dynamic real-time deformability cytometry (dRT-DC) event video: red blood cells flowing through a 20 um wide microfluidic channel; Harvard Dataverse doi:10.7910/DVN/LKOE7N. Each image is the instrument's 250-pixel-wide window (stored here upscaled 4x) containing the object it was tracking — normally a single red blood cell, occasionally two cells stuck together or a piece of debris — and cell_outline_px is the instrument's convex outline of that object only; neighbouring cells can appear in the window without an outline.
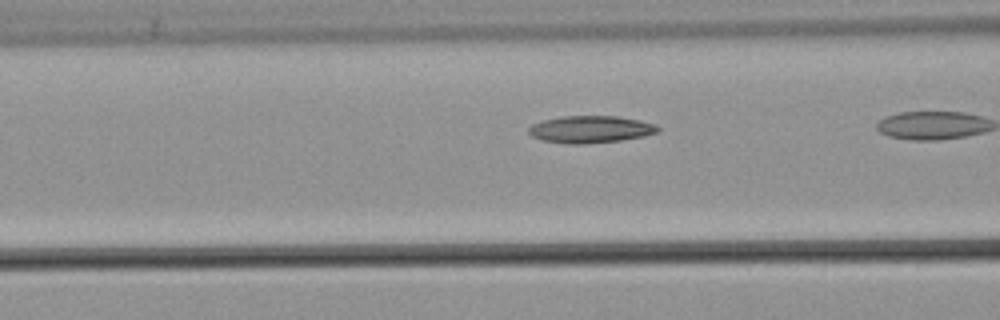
{"species": "common noctule bat (a hibernating species)", "species_latin": "Nyctalus noctula", "temperature_condition": "warm", "stored_images_in_passage": 22, "camera_frame_rate_fps": 3000, "um_per_image_px": 0.085, "animal": {"sex": "male", "body_mass_g": 21.5, "forearm_length_mm": 52.0}, "frame": {"image": 1, "passage_image": 13, "time_ms": 4.0, "image_size_px": [1000, 320], "cell_outline_px": [[660, 132], [644, 136], [620, 140], [584, 144], [568, 144], [544, 140], [532, 136], [528, 132], [528, 128], [532, 124], [544, 120], [560, 116], [616, 116], [640, 120], [656, 124], [660, 128]], "centroid_in_image_um": [50.22, 10.99], "position_along_channel_um": 116.4, "area_um2": 20.46}}
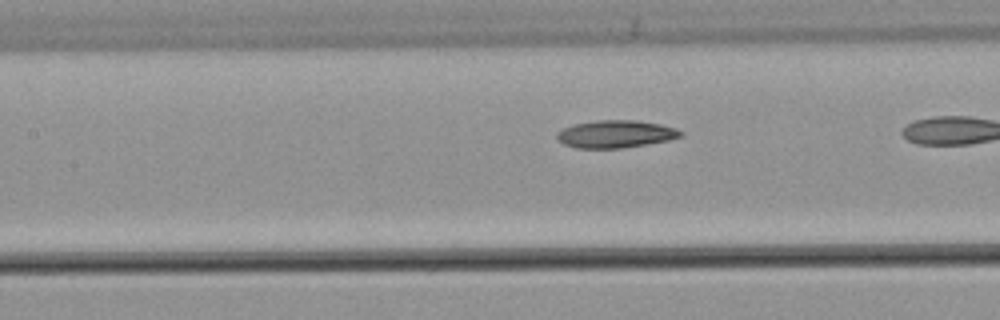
{"frame": {"image": 2, "passage_image": 16, "time_ms": 5.0, "image_size_px": [1000, 320], "cell_outline_px": [[684, 136], [668, 140], [620, 148], [576, 148], [564, 144], [556, 136], [556, 132], [564, 128], [576, 124], [596, 120], [640, 120], [660, 124], [676, 128], [684, 132]], "centroid_in_image_um": [52.36, 11.38], "position_along_channel_um": 155.0, "area_um2": 19.77}}